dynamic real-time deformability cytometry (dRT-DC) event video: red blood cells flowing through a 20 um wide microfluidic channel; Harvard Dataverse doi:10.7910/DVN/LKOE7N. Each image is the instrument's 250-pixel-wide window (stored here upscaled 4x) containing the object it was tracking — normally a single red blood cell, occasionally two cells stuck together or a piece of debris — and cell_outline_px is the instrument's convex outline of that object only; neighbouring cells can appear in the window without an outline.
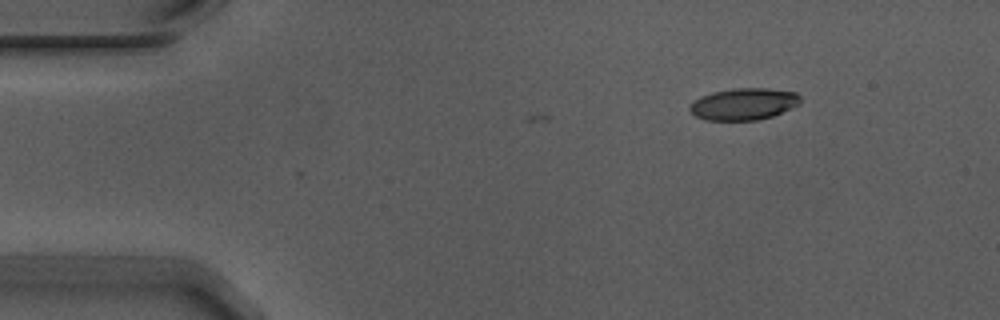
{"species": "Egyptian fruit bat (a non-hibernating species)", "species_latin": "Rousettus aegyptiacus", "temperature_condition": "warm", "stored_images_in_passage": 5, "camera_frame_rate_fps": 3000, "um_per_image_px": 0.085, "animal": {"sex": "male"}, "frame": {"image": 1, "passage_image": 1, "time_ms": 0.0, "image_size_px": [1000, 320], "cell_outline_px": [[800, 104], [792, 108], [772, 116], [756, 120], [704, 120], [696, 116], [688, 108], [688, 104], [700, 96], [712, 92], [732, 88], [768, 88], [796, 92], [800, 96]], "centroid_in_image_um": [63.2, 8.83], "position_along_channel_um": 21.8, "area_um2": 20.69}}